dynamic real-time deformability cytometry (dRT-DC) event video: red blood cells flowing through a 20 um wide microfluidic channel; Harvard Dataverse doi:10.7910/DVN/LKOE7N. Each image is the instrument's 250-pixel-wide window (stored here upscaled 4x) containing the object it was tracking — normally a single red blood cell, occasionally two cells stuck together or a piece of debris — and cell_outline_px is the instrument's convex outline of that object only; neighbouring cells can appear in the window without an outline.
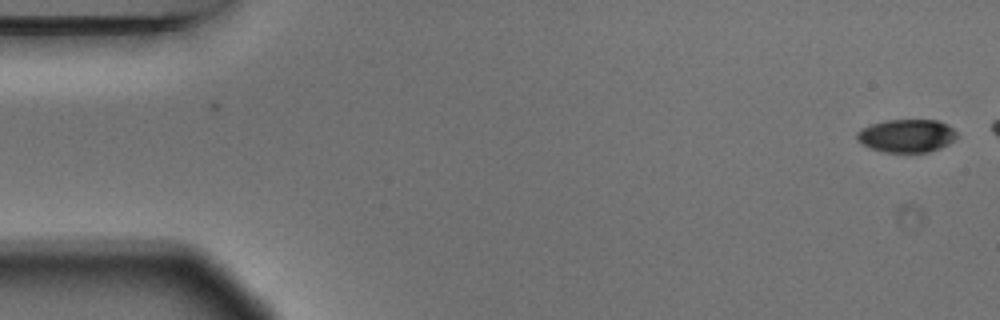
{"species": "Egyptian fruit bat (a non-hibernating species)", "species_latin": "Rousettus aegyptiacus", "temperature_condition": "warm", "stored_images_in_passage": 2, "camera_frame_rate_fps": 3000, "um_per_image_px": 0.085, "animal": {"sex": "male"}, "frame": {"image": 1, "passage_image": 2, "time_ms": 0.333, "image_size_px": [1000, 320], "cell_outline_px": [[956, 136], [948, 144], [940, 148], [928, 152], [884, 152], [872, 148], [856, 140], [856, 132], [872, 124], [884, 120], [936, 120], [948, 124], [956, 132]], "centroid_in_image_um": [77.06, 11.53], "position_along_channel_um": 7.9, "area_um2": 19.07}}